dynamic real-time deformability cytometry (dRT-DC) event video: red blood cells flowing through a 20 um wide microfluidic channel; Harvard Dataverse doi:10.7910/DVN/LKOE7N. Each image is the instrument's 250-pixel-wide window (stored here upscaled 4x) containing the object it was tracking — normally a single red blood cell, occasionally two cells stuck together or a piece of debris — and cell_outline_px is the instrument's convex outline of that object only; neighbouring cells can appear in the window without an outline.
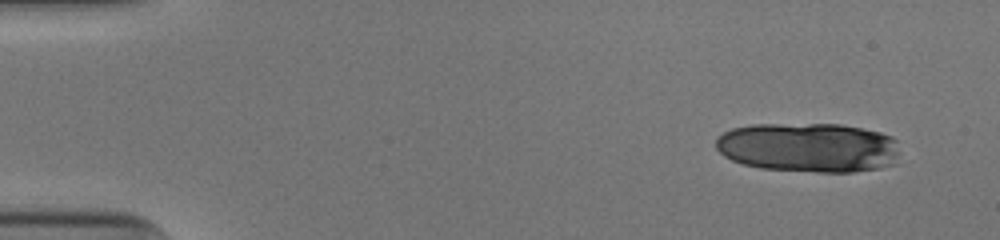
{"species": "human", "species_latin": "Homo sapiens", "temperature_condition": "cold", "stored_images_in_passage": 14, "camera_frame_rate_fps": 3000, "um_per_image_px": 0.085, "donor": {"sex": "male"}, "frame": {"image": 1, "passage_image": 1, "time_ms": 0.0, "image_size_px": [1000, 240], "cell_outline_px": [[896, 164], [880, 168], [852, 172], [816, 172], [760, 168], [744, 164], [732, 160], [724, 156], [716, 148], [716, 136], [732, 128], [752, 124], [840, 124], [880, 132], [892, 136], [896, 140]], "centroid_in_image_um": [68.7, 12.53], "position_along_channel_um": 16.3, "area_um2": 53.35}}